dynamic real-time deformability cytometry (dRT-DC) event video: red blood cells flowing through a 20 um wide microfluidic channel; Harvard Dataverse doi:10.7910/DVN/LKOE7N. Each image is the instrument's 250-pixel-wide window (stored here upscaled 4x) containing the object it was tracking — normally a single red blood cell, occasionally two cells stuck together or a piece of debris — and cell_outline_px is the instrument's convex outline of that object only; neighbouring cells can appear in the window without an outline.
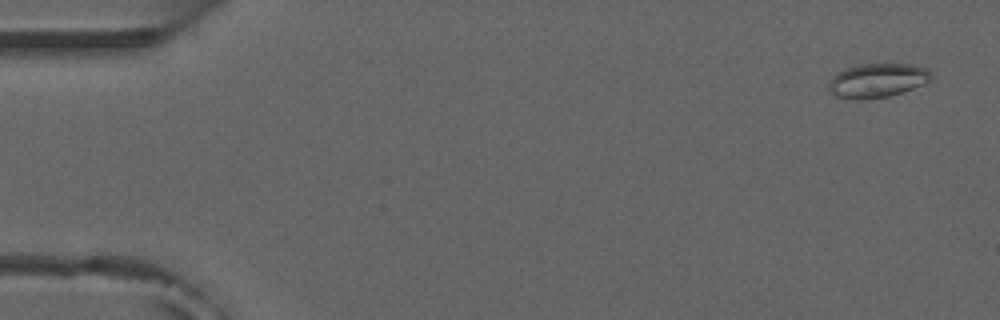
{"species": "common noctule bat (a hibernating species)", "species_latin": "Nyctalus noctula", "temperature_condition": "room temperature", "stored_images_in_passage": 53, "camera_frame_rate_fps": 3000, "um_per_image_px": 0.085, "animal": {"sex": "male", "forearm_length_mm": 52.5}, "frame": {"image": 1, "passage_image": 3, "time_ms": 0.667, "image_size_px": [1000, 320], "cell_outline_px": [[932, 80], [912, 88], [888, 96], [864, 100], [856, 100], [836, 96], [828, 92], [828, 84], [832, 76], [836, 72], [844, 68], [860, 64], [908, 64], [924, 68], [932, 76]], "centroid_in_image_um": [74.48, 6.84], "position_along_channel_um": 10.5, "area_um2": 20.35}}
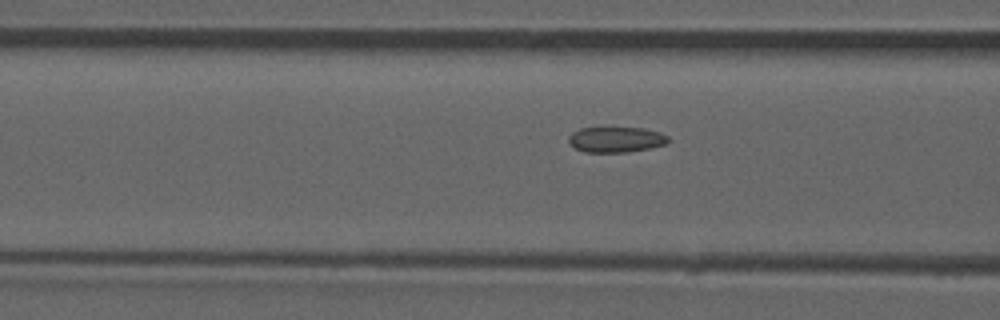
{"frame": {"image": 2, "passage_image": 21, "time_ms": 6.667, "image_size_px": [1000, 320], "cell_outline_px": [[672, 140], [668, 144], [648, 148], [624, 152], [584, 152], [576, 148], [568, 140], [568, 136], [572, 132], [580, 128], [644, 128], [660, 132], [668, 136]], "centroid_in_image_um": [52.4, 11.85], "position_along_channel_um": 114.2, "area_um2": 14.8}}
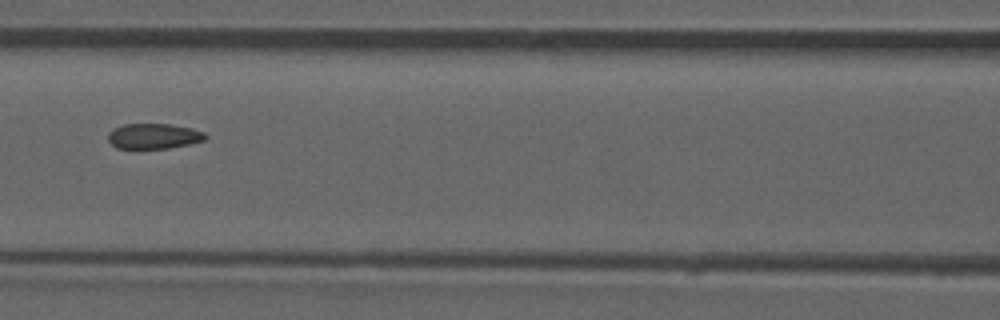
{"frame": {"image": 3, "passage_image": 24, "time_ms": 7.667, "image_size_px": [1000, 320], "cell_outline_px": [[208, 136], [204, 140], [188, 144], [168, 148], [116, 148], [108, 140], [108, 132], [112, 128], [124, 124], [172, 124], [192, 128], [204, 132]], "centroid_in_image_um": [13.05, 11.56], "position_along_channel_um": 153.5, "area_um2": 14.39}, "authors_computed_cell_mechanics": {"area_um2": 15.0858, "velocity_mm_per_s": 3.9051, "shape_relaxation_time_tau1_ms": null, "shape_relaxation_time_tau2_ms": 1.1475, "deformation_change_tau1": null, "deformation_change_tau2": 0.0709}}